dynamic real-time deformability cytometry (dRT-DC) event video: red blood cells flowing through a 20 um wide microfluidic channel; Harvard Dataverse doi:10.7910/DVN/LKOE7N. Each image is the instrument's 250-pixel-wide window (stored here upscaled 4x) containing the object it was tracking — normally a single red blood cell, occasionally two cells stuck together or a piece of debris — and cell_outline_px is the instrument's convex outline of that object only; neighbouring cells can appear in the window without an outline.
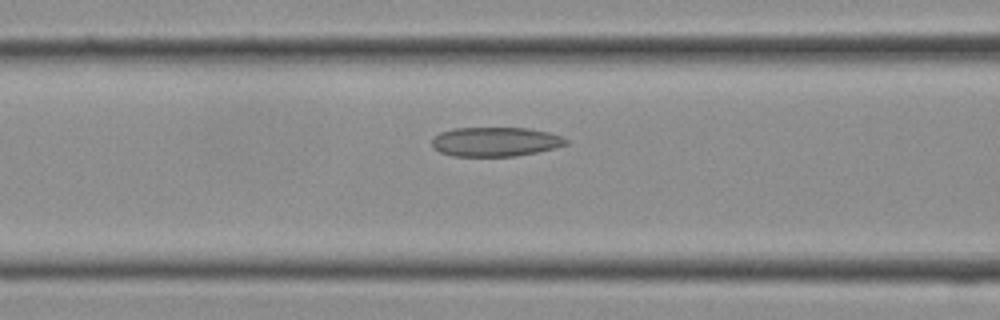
{"species": "Egyptian fruit bat (a non-hibernating species)", "species_latin": "Rousettus aegyptiacus", "temperature_condition": "cold", "stored_images_in_passage": 14, "camera_frame_rate_fps": 3000, "um_per_image_px": 0.085, "frame": {"image": 1, "passage_image": 10, "time_ms": 3.0, "image_size_px": [1000, 320], "cell_outline_px": [[568, 144], [556, 148], [516, 156], [452, 156], [440, 152], [432, 148], [432, 140], [440, 132], [456, 128], [528, 128], [548, 132], [564, 136], [568, 140]], "centroid_in_image_um": [42.13, 12.05], "position_along_channel_um": 124.5, "area_um2": 23.0}}
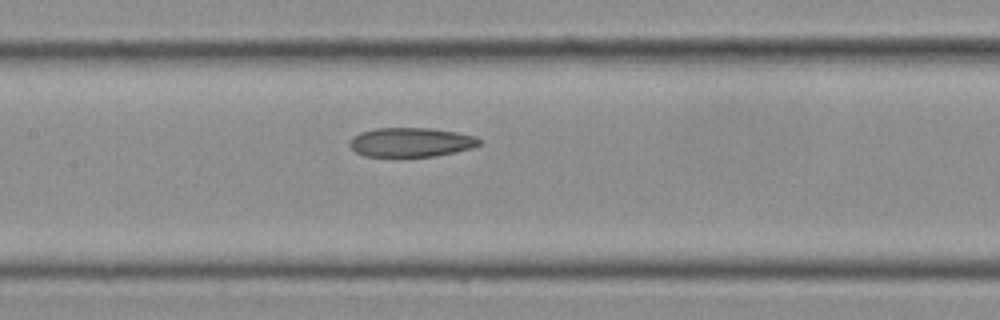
{"frame": {"image": 2, "passage_image": 12, "time_ms": 3.667, "image_size_px": [1000, 320], "cell_outline_px": [[484, 144], [472, 148], [456, 152], [436, 156], [364, 156], [356, 152], [348, 144], [352, 136], [360, 132], [376, 128], [432, 128], [456, 132], [476, 136], [484, 140]], "centroid_in_image_um": [34.99, 12.08], "position_along_channel_um": 172.4, "area_um2": 22.37}}
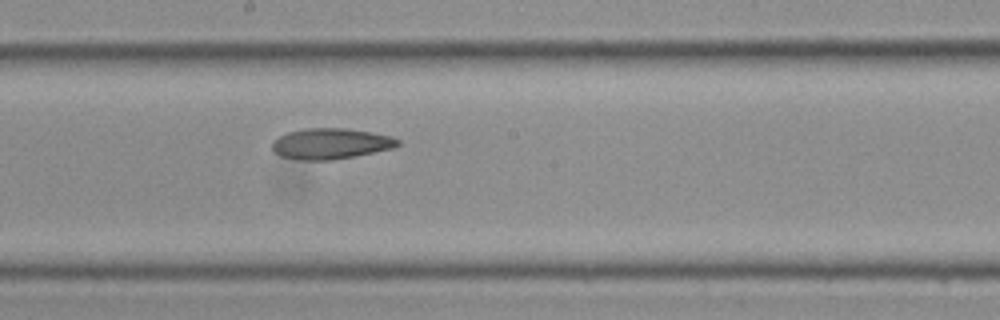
{"frame": {"image": 3, "passage_image": 14, "time_ms": 4.333, "image_size_px": [1000, 320], "cell_outline_px": [[400, 144], [392, 148], [356, 156], [332, 160], [300, 160], [280, 156], [272, 148], [272, 140], [276, 136], [288, 132], [304, 128], [344, 128], [372, 132], [392, 136], [400, 140]], "centroid_in_image_um": [28.09, 12.2], "position_along_channel_um": 220.1, "area_um2": 22.72}}